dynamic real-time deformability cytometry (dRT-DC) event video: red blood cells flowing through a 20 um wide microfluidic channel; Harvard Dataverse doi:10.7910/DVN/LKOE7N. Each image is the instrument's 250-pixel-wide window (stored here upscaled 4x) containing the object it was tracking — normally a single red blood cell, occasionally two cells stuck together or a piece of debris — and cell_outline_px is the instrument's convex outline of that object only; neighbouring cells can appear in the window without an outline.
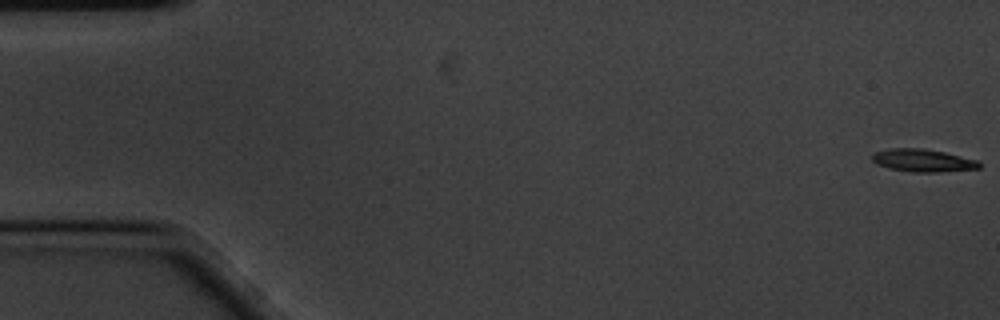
{"species": "common noctule bat (a hibernating species)", "species_latin": "Nyctalus noctula", "temperature_condition": "cold", "stored_images_in_passage": 58, "camera_frame_rate_fps": 3000, "um_per_image_px": 0.085, "animal": {"sex": "male", "body_mass_g": 20.1, "forearm_length_mm": 53.5}, "frame": {"image": 1, "passage_image": 1, "time_ms": 0.0, "image_size_px": [1000, 320], "cell_outline_px": [[980, 168], [940, 172], [912, 172], [888, 168], [876, 164], [872, 160], [872, 152], [892, 148], [924, 148], [944, 152], [980, 160]], "centroid_in_image_um": [78.44, 13.63], "position_along_channel_um": 6.6, "area_um2": 14.33}}
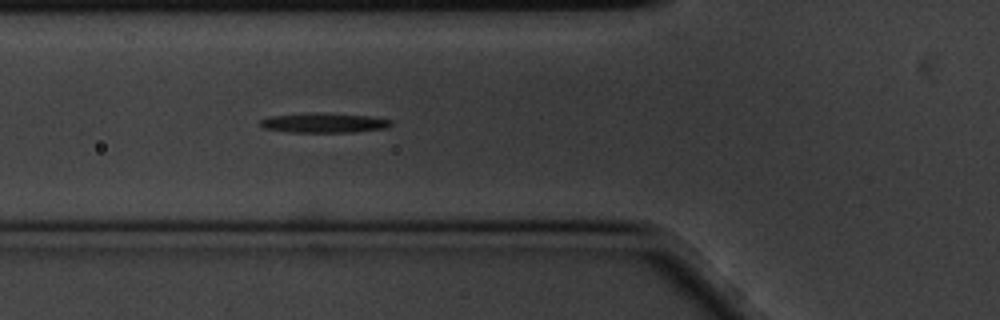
{"frame": {"image": 2, "passage_image": 21, "time_ms": 6.667, "image_size_px": [1000, 320], "cell_outline_px": [[392, 124], [388, 128], [352, 132], [288, 132], [264, 128], [260, 124], [260, 120], [268, 116], [320, 112], [324, 112], [368, 116], [392, 120]], "centroid_in_image_um": [27.54, 10.44], "position_along_channel_um": 98.3, "area_um2": 15.09}}
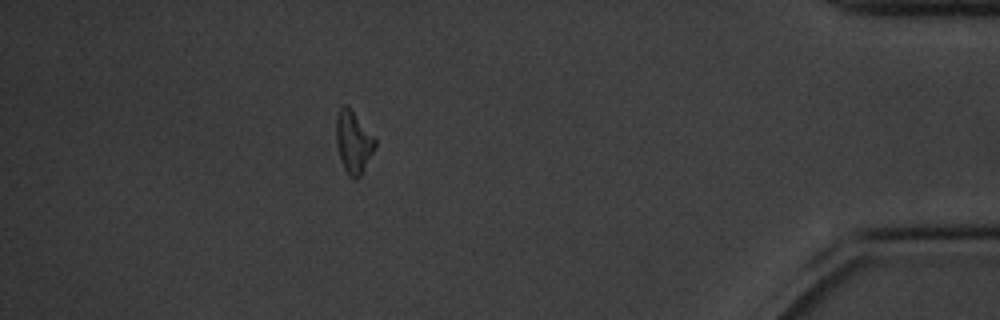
{"frame": {"image": 3, "passage_image": 52, "time_ms": 17.0, "image_size_px": [1000, 320], "cell_outline_px": [[376, 144], [360, 176], [356, 180], [352, 180], [344, 168], [336, 144], [336, 116], [340, 108], [344, 104], [348, 104], [376, 136]], "centroid_in_image_um": [30.05, 12.01], "position_along_channel_um": 405.2, "area_um2": 14.33}, "authors_computed_cell_mechanics": {"area_um2": 14.2477, "velocity_mm_per_s": 3.4365, "shape_relaxation_time_tau1_ms": 3.6798, "shape_relaxation_time_tau2_ms": null, "deformation_change_tau1": 0.1185, "deformation_change_tau2": null}}